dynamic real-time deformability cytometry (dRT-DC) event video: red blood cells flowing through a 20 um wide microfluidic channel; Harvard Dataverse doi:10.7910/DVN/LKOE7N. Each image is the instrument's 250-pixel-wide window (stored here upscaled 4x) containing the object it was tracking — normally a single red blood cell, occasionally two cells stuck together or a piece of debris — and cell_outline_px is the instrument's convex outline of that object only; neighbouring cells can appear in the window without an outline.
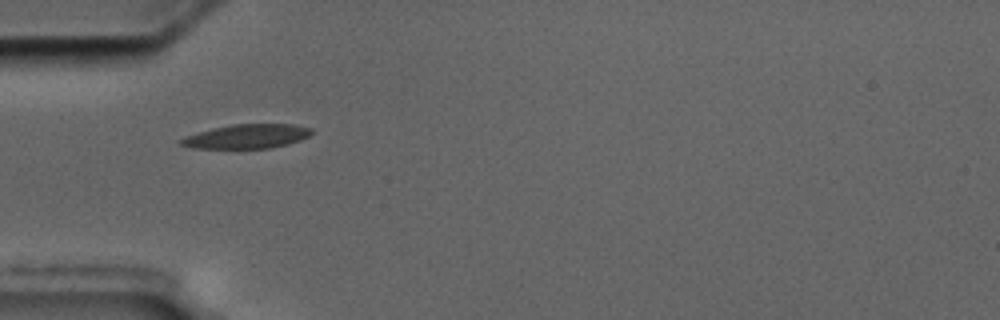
{"species": "common noctule bat (a hibernating species)", "species_latin": "Nyctalus noctula", "temperature_condition": "cold", "stored_images_in_passage": 12, "camera_frame_rate_fps": 3000, "um_per_image_px": 0.085, "animal": {"sex": "male", "body_mass_g": 17.5, "forearm_length_mm": 52.3}, "frame": {"image": 1, "passage_image": 1, "time_ms": 0.0, "image_size_px": [1000, 320], "cell_outline_px": [[312, 132], [308, 136], [300, 140], [288, 144], [272, 148], [192, 148], [180, 144], [176, 140], [184, 136], [212, 128], [232, 124], [292, 124], [312, 128]], "centroid_in_image_um": [20.95, 11.59], "position_along_channel_um": 64.1, "area_um2": 18.5}}